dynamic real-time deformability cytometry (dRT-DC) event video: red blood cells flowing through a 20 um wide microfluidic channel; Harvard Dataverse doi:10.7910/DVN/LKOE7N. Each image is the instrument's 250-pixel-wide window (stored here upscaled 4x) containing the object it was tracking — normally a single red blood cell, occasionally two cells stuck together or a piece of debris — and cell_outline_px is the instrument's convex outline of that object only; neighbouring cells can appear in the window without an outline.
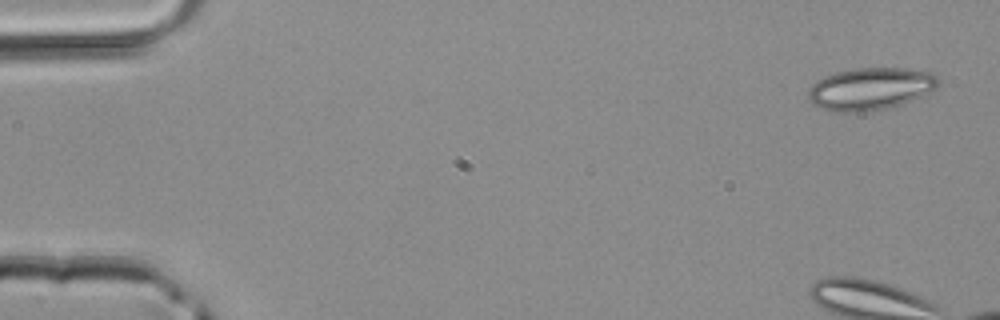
{"species": "common noctule bat (a hibernating species)", "species_latin": "Nyctalus noctula", "temperature_condition": "room temperature", "stored_images_in_passage": 6, "camera_frame_rate_fps": 3000, "um_per_image_px": 0.085, "animal": {"sex": "male", "body_mass_g": 20.4}, "frame": {"image": 1, "passage_image": 1, "time_ms": 0.0, "image_size_px": [1000, 320], "cell_outline_px": [[940, 84], [936, 88], [912, 100], [888, 108], [868, 112], [832, 112], [820, 108], [812, 104], [808, 100], [808, 92], [812, 84], [824, 76], [836, 72], [856, 68], [908, 68], [936, 72], [940, 80]], "centroid_in_image_um": [74.0, 7.54], "position_along_channel_um": 11.0, "area_um2": 32.54}}